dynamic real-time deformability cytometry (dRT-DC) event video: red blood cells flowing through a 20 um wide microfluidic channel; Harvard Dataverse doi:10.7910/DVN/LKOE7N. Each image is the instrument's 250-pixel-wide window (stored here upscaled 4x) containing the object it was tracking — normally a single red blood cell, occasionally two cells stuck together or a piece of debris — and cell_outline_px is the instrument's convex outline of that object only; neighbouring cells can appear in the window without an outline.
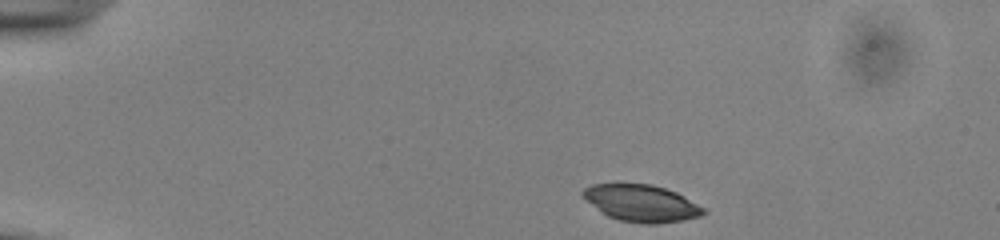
{"species": "common noctule bat (a hibernating species)", "species_latin": "Nyctalus noctula", "temperature_condition": "cold", "stored_images_in_passage": 45, "camera_frame_rate_fps": 3000, "um_per_image_px": 0.085, "animal": {"sex": "male", "body_mass_g": 13.0, "forearm_length_mm": 53.1}, "frame": {"image": 1, "passage_image": 1, "time_ms": 0.0, "image_size_px": [1000, 240], "cell_outline_px": [[708, 212], [700, 216], [684, 220], [656, 224], [644, 224], [620, 220], [608, 216], [600, 212], [580, 196], [580, 192], [584, 188], [592, 184], [652, 184], [676, 192], [684, 196], [704, 208]], "centroid_in_image_um": [54.49, 17.27], "position_along_channel_um": 30.5, "area_um2": 26.07}}
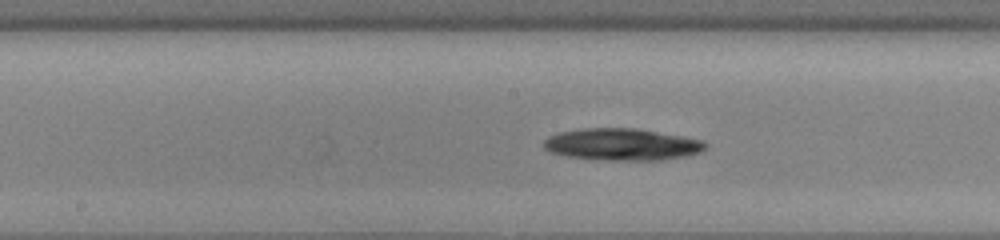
{"frame": {"image": 2, "passage_image": 20, "time_ms": 6.333, "image_size_px": [1000, 240], "cell_outline_px": [[708, 148], [700, 152], [688, 156], [660, 160], [608, 160], [568, 156], [548, 152], [540, 144], [548, 136], [560, 132], [584, 128], [636, 128], [704, 140], [708, 144]], "centroid_in_image_um": [52.88, 12.27], "position_along_channel_um": 195.3, "area_um2": 30.29}}
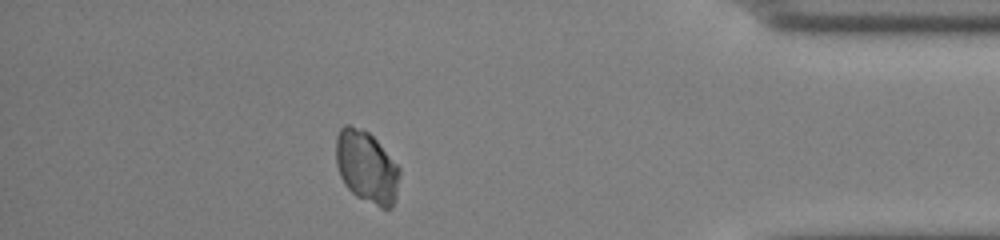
{"frame": {"image": 3, "passage_image": 39, "time_ms": 12.667, "image_size_px": [1000, 240], "cell_outline_px": [[400, 172], [396, 196], [392, 208], [380, 208], [356, 196], [344, 184], [340, 176], [336, 164], [336, 136], [340, 128], [344, 124], [348, 124], [364, 128], [376, 140], [400, 168]], "centroid_in_image_um": [31.14, 14.18], "position_along_channel_um": 404.1, "area_um2": 26.88}, "authors_computed_cell_mechanics": {"area_um2": 28.4954, "velocity_mm_per_s": 3.8239, "shape_relaxation_time_tau1_ms": 4.5899, "shape_relaxation_time_tau2_ms": null, "deformation_change_tau1": 0.0471, "deformation_change_tau2": null}}